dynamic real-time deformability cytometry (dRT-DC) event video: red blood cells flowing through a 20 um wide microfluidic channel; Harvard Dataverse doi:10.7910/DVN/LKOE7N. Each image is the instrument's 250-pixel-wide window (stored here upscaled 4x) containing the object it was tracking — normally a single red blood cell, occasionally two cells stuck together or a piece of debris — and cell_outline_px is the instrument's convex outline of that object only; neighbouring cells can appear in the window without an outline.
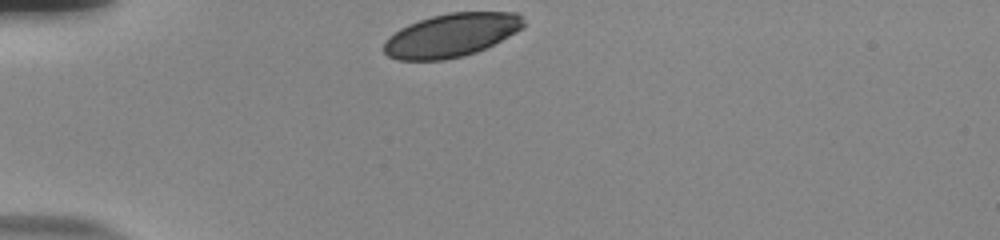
{"species": "human", "species_latin": "Homo sapiens", "temperature_condition": "room temperature", "stored_images_in_passage": 32, "camera_frame_rate_fps": 3000, "um_per_image_px": 0.085, "donor": {"sex": "male"}, "frame": {"image": 1, "passage_image": 1, "time_ms": 0.0, "image_size_px": [1000, 240], "cell_outline_px": [[524, 28], [476, 52], [464, 56], [444, 60], [396, 60], [388, 56], [384, 52], [384, 40], [388, 36], [400, 28], [408, 24], [432, 16], [448, 12], [516, 12], [520, 16], [524, 24]], "centroid_in_image_um": [38.32, 2.99], "position_along_channel_um": 46.7, "area_um2": 35.32}}
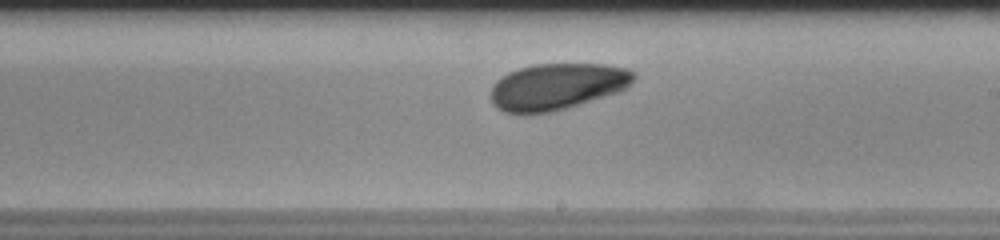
{"frame": {"image": 2, "passage_image": 19, "time_ms": 6.0, "image_size_px": [1000, 240], "cell_outline_px": [[636, 76], [632, 84], [628, 88], [620, 92], [552, 112], [520, 116], [504, 112], [496, 108], [492, 104], [492, 84], [496, 80], [508, 72], [520, 68], [536, 64], [604, 64], [628, 68], [636, 72]], "centroid_in_image_um": [47.36, 7.38], "position_along_channel_um": 241.6, "area_um2": 39.48}}
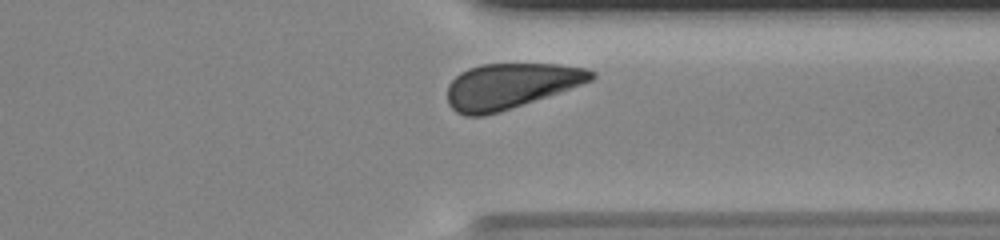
{"frame": {"image": 3, "passage_image": 29, "time_ms": 9.333, "image_size_px": [1000, 240], "cell_outline_px": [[596, 76], [592, 80], [560, 92], [500, 112], [484, 116], [464, 116], [456, 112], [448, 104], [448, 84], [460, 72], [468, 68], [480, 64], [560, 64], [588, 68], [596, 72]], "centroid_in_image_um": [43.39, 7.3], "position_along_channel_um": 368.0, "area_um2": 38.21}, "authors_computed_cell_mechanics": {"area_um2": 38.4081, "velocity_mm_per_s": 3.7785, "shape_relaxation_time_tau1_ms": 3.4721, "shape_relaxation_time_tau2_ms": null, "deformation_change_tau1": 0.1032, "deformation_change_tau2": null}}